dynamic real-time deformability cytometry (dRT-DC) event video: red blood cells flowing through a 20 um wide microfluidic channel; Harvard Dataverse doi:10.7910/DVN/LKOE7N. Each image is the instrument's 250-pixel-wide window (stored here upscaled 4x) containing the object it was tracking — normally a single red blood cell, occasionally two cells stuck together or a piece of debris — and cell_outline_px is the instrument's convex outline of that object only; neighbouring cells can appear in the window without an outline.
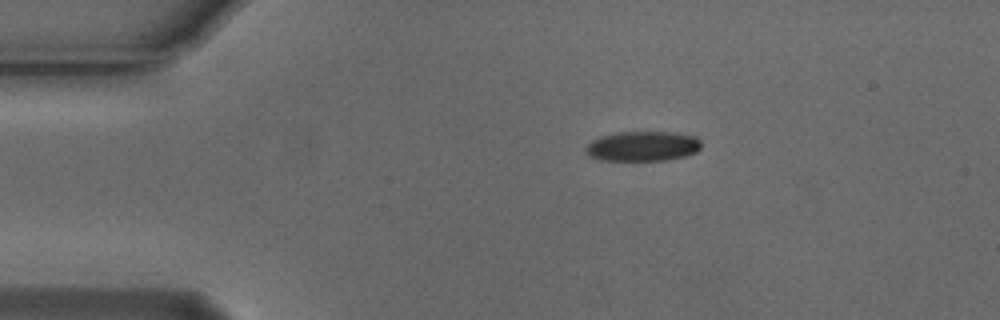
{"species": "Egyptian fruit bat (a non-hibernating species)", "species_latin": "Rousettus aegyptiacus", "temperature_condition": "cold", "stored_images_in_passage": 45, "camera_frame_rate_fps": 3000, "um_per_image_px": 0.085, "animal": {"sex": "male"}, "frame": {"image": 1, "passage_image": 1, "time_ms": 0.0, "image_size_px": [1000, 320], "cell_outline_px": [[700, 148], [696, 152], [684, 156], [664, 160], [600, 160], [588, 156], [584, 148], [592, 140], [600, 136], [616, 132], [676, 132], [696, 136], [700, 140]], "centroid_in_image_um": [54.61, 12.42], "position_along_channel_um": 30.4, "area_um2": 20.23}}
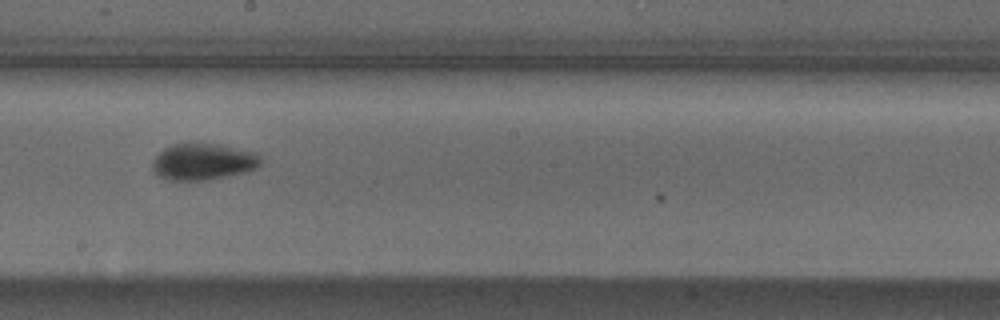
{"frame": {"image": 2, "passage_image": 21, "time_ms": 6.667, "image_size_px": [1000, 320], "cell_outline_px": [[260, 164], [256, 168], [244, 172], [208, 180], [168, 180], [156, 176], [152, 168], [152, 160], [164, 148], [172, 144], [220, 144], [256, 152], [260, 156]], "centroid_in_image_um": [17.24, 13.75], "position_along_channel_um": 231.0, "area_um2": 23.06}}
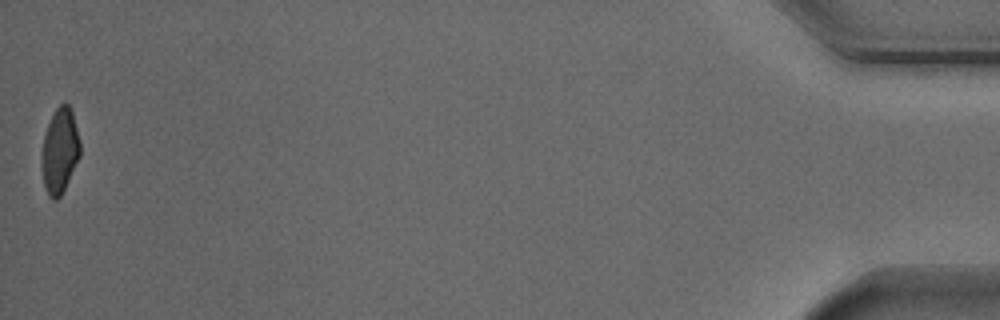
{"frame": {"image": 3, "passage_image": 45, "time_ms": 14.667, "image_size_px": [1000, 320], "cell_outline_px": [[80, 156], [60, 196], [56, 200], [52, 200], [48, 196], [44, 188], [40, 164], [40, 156], [44, 136], [48, 124], [56, 108], [64, 100], [68, 104], [72, 112], [80, 140]], "centroid_in_image_um": [5.05, 12.83], "position_along_channel_um": 430.1, "area_um2": 19.25}, "authors_computed_cell_mechanics": {"area_um2": 21.675, "velocity_mm_per_s": 3.7616, "shape_relaxation_time_tau1_ms": 2.263, "shape_relaxation_time_tau2_ms": null, "deformation_change_tau1": 0.1185, "deformation_change_tau2": null}}